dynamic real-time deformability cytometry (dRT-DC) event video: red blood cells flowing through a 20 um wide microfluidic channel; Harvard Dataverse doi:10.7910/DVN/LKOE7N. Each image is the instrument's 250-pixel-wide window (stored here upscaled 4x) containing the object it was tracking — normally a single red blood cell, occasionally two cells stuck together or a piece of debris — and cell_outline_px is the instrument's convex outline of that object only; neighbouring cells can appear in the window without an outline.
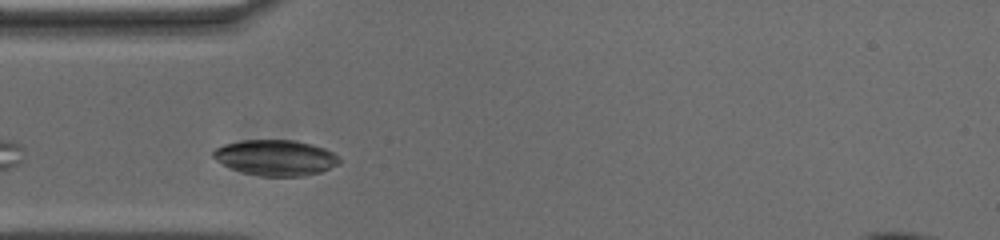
{"species": "common noctule bat (a hibernating species)", "species_latin": "Nyctalus noctula", "temperature_condition": "cold", "stored_images_in_passage": 30, "camera_frame_rate_fps": 3000, "um_per_image_px": 0.085, "animal": {"sex": "male", "body_mass_g": 20.0, "forearm_length_mm": 53.3}, "frame": {"image": 1, "passage_image": 3, "time_ms": 0.667, "image_size_px": [1000, 240], "cell_outline_px": [[340, 164], [320, 172], [304, 176], [260, 176], [240, 172], [216, 160], [212, 156], [212, 152], [216, 148], [224, 144], [244, 140], [292, 140], [312, 144], [324, 148], [340, 156]], "centroid_in_image_um": [23.45, 13.4], "position_along_channel_um": 61.6, "area_um2": 26.24}}
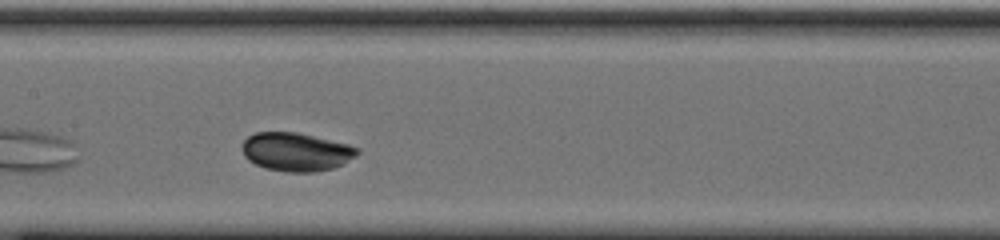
{"frame": {"image": 2, "passage_image": 13, "time_ms": 4.0, "image_size_px": [1000, 240], "cell_outline_px": [[360, 152], [356, 156], [344, 164], [332, 168], [312, 172], [288, 172], [264, 168], [248, 160], [244, 156], [244, 140], [248, 136], [256, 132], [296, 132], [348, 144], [360, 148]], "centroid_in_image_um": [25.2, 12.91], "position_along_channel_um": 182.2, "area_um2": 25.72}}
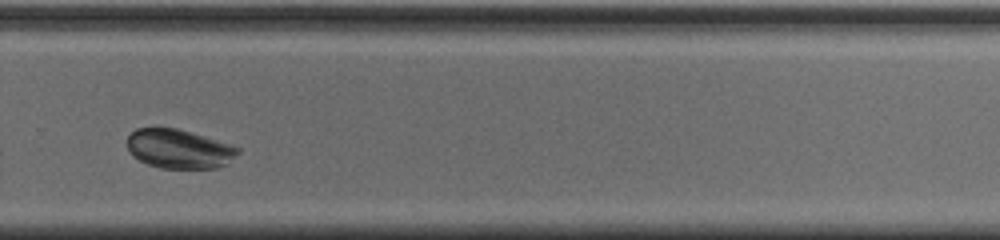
{"frame": {"image": 3, "passage_image": 24, "time_ms": 7.667, "image_size_px": [1000, 240], "cell_outline_px": [[240, 152], [228, 164], [216, 168], [160, 168], [148, 164], [132, 156], [128, 148], [128, 136], [136, 128], [176, 128], [228, 144], [240, 148]], "centroid_in_image_um": [15.21, 12.67], "position_along_channel_um": 314.6, "area_um2": 24.97}, "authors_computed_cell_mechanics": {"area_um2": 25.721, "velocity_mm_per_s": 3.612, "shape_relaxation_time_tau1_ms": 1.8036, "shape_relaxation_time_tau2_ms": null, "deformation_change_tau1": 0.0497, "deformation_change_tau2": null}}